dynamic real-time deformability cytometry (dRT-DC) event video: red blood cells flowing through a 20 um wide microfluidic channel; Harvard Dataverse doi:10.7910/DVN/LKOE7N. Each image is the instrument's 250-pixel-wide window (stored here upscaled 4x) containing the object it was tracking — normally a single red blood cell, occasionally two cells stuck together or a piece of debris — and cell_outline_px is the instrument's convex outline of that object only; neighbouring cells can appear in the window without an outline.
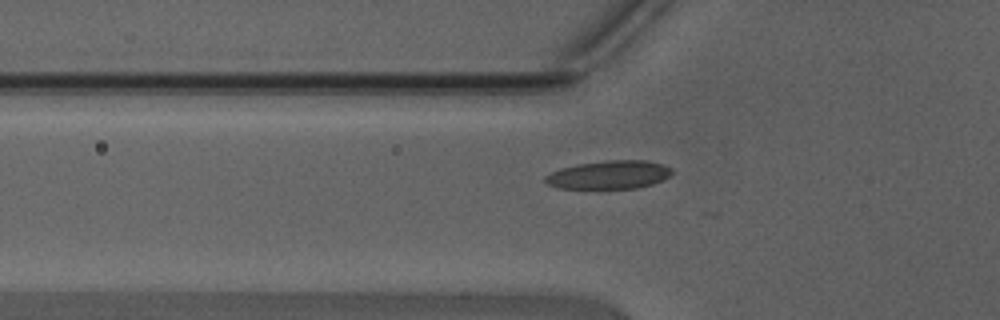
{"species": "Egyptian fruit bat (a non-hibernating species)", "species_latin": "Rousettus aegyptiacus", "temperature_condition": "warm", "stored_images_in_passage": 27, "camera_frame_rate_fps": 3000, "um_per_image_px": 0.085, "animal": {"sex": "male"}, "frame": {"image": 1, "passage_image": 4, "time_ms": 1.0, "image_size_px": [1000, 320], "cell_outline_px": [[672, 172], [668, 176], [652, 184], [636, 188], [556, 188], [548, 184], [544, 180], [544, 176], [560, 168], [580, 164], [608, 160], [648, 160], [664, 164], [672, 168]], "centroid_in_image_um": [51.77, 14.85], "position_along_channel_um": 74.0, "area_um2": 20.81}}
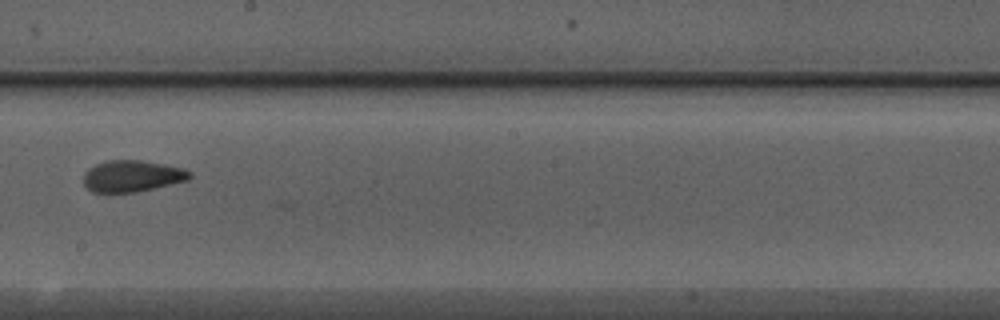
{"frame": {"image": 2, "passage_image": 15, "time_ms": 4.667, "image_size_px": [1000, 320], "cell_outline_px": [[192, 176], [188, 180], [136, 192], [92, 192], [84, 184], [84, 172], [88, 168], [96, 164], [108, 160], [140, 160], [164, 164], [184, 168], [192, 172]], "centroid_in_image_um": [11.24, 14.96], "position_along_channel_um": 237.0, "area_um2": 19.48}}
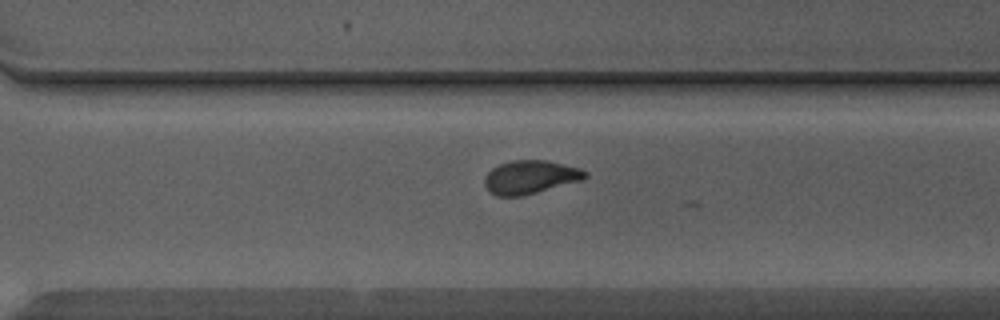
{"frame": {"image": 3, "passage_image": 21, "time_ms": 6.667, "image_size_px": [1000, 320], "cell_outline_px": [[588, 176], [584, 180], [520, 196], [496, 196], [488, 192], [484, 184], [484, 176], [492, 168], [500, 164], [512, 160], [544, 160], [580, 168], [588, 172]], "centroid_in_image_um": [45.06, 15.06], "position_along_channel_um": 325.5, "area_um2": 19.65}, "authors_computed_cell_mechanics": {"area_um2": 19.4786, "velocity_mm_per_s": 4.4439, "shape_relaxation_time_tau1_ms": 6.4004, "shape_relaxation_time_tau2_ms": 1.3176, "deformation_change_tau1": 0.2147, "deformation_change_tau2": 0.0733}}